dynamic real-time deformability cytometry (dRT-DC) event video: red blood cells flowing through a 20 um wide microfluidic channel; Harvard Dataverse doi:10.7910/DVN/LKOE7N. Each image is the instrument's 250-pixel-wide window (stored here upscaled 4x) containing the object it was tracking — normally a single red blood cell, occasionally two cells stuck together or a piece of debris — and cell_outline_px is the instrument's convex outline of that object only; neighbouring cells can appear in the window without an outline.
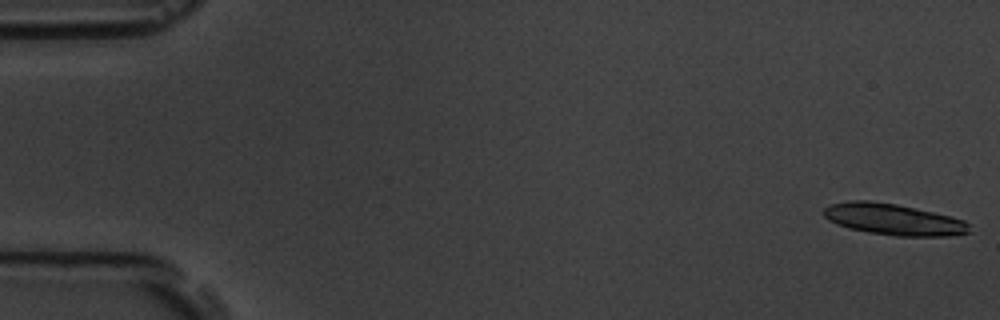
{"species": "common noctule bat (a hibernating species)", "species_latin": "Nyctalus noctula", "temperature_condition": "room temperature", "stored_images_in_passage": 4, "camera_frame_rate_fps": 3000, "um_per_image_px": 0.085, "animal": {"sex": "male", "body_mass_g": 19.5, "forearm_length_mm": 54.6}, "frame": {"image": 1, "passage_image": 1, "time_ms": 0.0, "image_size_px": [1000, 320], "cell_outline_px": [[972, 232], [948, 236], [892, 236], [868, 232], [848, 228], [836, 224], [828, 220], [824, 216], [824, 208], [832, 204], [848, 200], [868, 200], [896, 204], [932, 212], [964, 220], [968, 224]], "centroid_in_image_um": [75.92, 18.65], "position_along_channel_um": 9.1, "area_um2": 26.53}}